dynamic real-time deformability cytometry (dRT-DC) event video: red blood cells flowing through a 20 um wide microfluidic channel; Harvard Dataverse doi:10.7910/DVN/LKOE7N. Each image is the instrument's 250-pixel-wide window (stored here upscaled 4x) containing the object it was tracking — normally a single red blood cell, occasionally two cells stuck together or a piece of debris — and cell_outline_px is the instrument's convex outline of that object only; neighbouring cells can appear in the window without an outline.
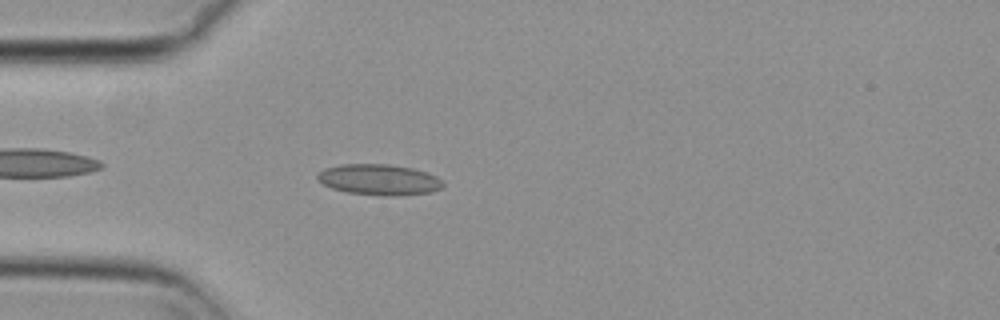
{"species": "common noctule bat (a hibernating species)", "species_latin": "Nyctalus noctula", "temperature_condition": "cold", "stored_images_in_passage": 44, "camera_frame_rate_fps": 3000, "um_per_image_px": 0.085, "animal": {"sex": "female", "body_mass_g": 29.2, "forearm_length_mm": 56.3}, "frame": {"image": 1, "passage_image": 4, "time_ms": 1.0, "image_size_px": [1000, 320], "cell_outline_px": [[444, 184], [440, 188], [432, 192], [396, 196], [388, 196], [348, 192], [332, 188], [324, 184], [316, 176], [324, 168], [340, 164], [388, 164], [412, 168], [436, 176]], "centroid_in_image_um": [32.22, 15.27], "position_along_channel_um": 52.8, "area_um2": 22.31}}
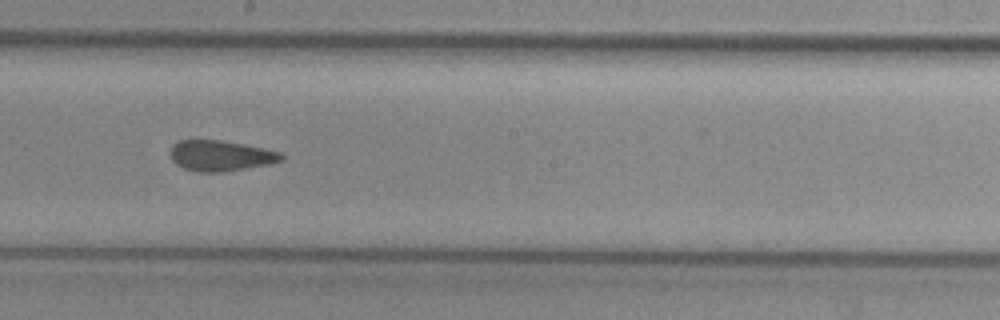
{"frame": {"image": 2, "passage_image": 19, "time_ms": 6.0, "image_size_px": [1000, 320], "cell_outline_px": [[284, 160], [272, 164], [224, 172], [196, 172], [184, 168], [176, 164], [172, 160], [172, 144], [180, 140], [220, 140], [264, 148], [280, 152], [284, 156]], "centroid_in_image_um": [18.79, 13.25], "position_along_channel_um": 229.4, "area_um2": 19.88}}
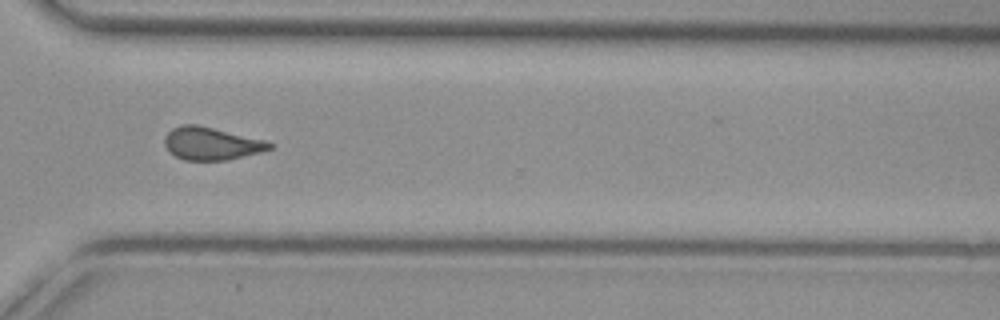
{"frame": {"image": 3, "passage_image": 29, "time_ms": 9.333, "image_size_px": [1000, 320], "cell_outline_px": [[276, 144], [272, 148], [260, 152], [228, 160], [184, 160], [176, 156], [164, 144], [164, 136], [172, 128], [180, 124], [196, 124], [264, 140]], "centroid_in_image_um": [17.96, 12.2], "position_along_channel_um": 352.6, "area_um2": 19.88}, "authors_computed_cell_mechanics": {"area_um2": 20.0855, "velocity_mm_per_s": 3.6948, "shape_relaxation_time_tau1_ms": null, "shape_relaxation_time_tau2_ms": 2.4384, "deformation_change_tau1": null, "deformation_change_tau2": 0.0813}}